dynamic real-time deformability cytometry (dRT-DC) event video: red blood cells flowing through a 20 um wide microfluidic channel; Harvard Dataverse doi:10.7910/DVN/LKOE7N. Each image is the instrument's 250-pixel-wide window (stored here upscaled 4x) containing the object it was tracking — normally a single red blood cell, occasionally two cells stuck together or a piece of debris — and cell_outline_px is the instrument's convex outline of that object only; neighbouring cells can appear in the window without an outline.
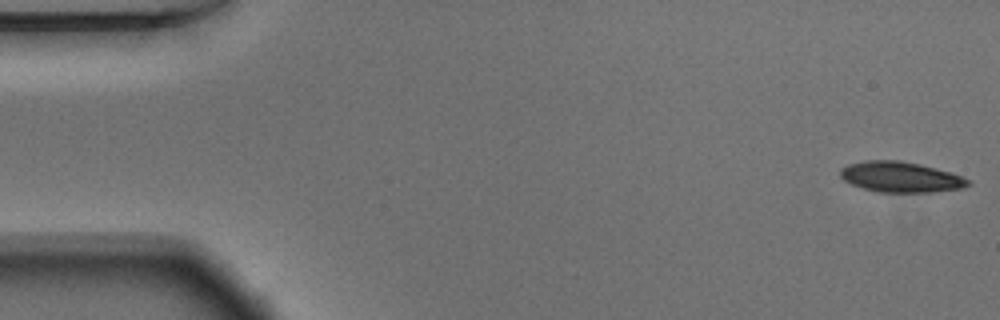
{"species": "Egyptian fruit bat (a non-hibernating species)", "species_latin": "Rousettus aegyptiacus", "temperature_condition": "warm", "stored_images_in_passage": 53, "camera_frame_rate_fps": 3000, "um_per_image_px": 0.085, "animal": {"sex": "male"}, "frame": {"image": 1, "passage_image": 1, "time_ms": 0.0, "image_size_px": [1000, 320], "cell_outline_px": [[972, 184], [964, 188], [932, 192], [880, 192], [864, 188], [852, 184], [844, 180], [840, 176], [840, 168], [848, 164], [864, 160], [900, 160], [920, 164], [952, 172], [972, 180]], "centroid_in_image_um": [76.6, 15.04], "position_along_channel_um": 8.4, "area_um2": 22.95}}
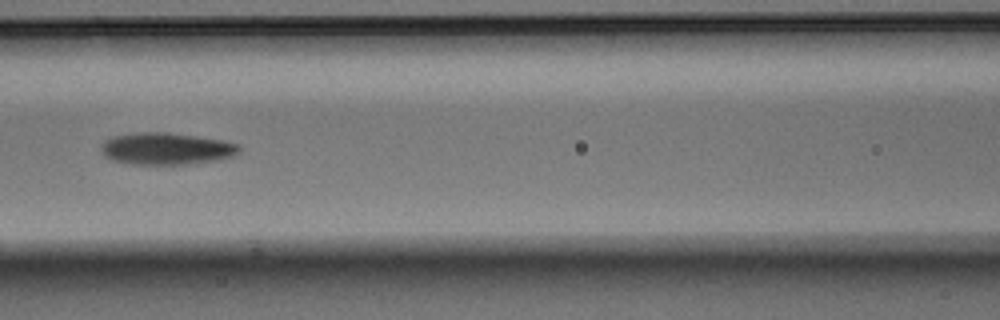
{"frame": {"image": 2, "passage_image": 23, "time_ms": 7.333, "image_size_px": [1000, 320], "cell_outline_px": [[240, 152], [232, 156], [216, 160], [184, 164], [132, 164], [112, 160], [100, 148], [100, 144], [104, 140], [112, 136], [136, 132], [168, 132], [224, 140], [240, 144]], "centroid_in_image_um": [14.15, 12.62], "position_along_channel_um": 152.5, "area_um2": 25.72}}
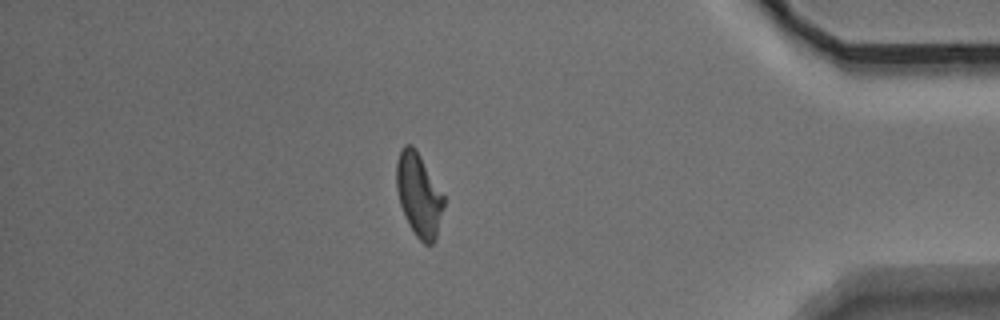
{"frame": {"image": 3, "passage_image": 46, "time_ms": 15.0, "image_size_px": [1000, 320], "cell_outline_px": [[444, 208], [436, 236], [432, 244], [424, 244], [416, 236], [408, 224], [400, 204], [396, 188], [396, 164], [400, 148], [404, 144], [412, 144], [416, 148], [444, 196]], "centroid_in_image_um": [35.58, 16.53], "position_along_channel_um": 399.6, "area_um2": 23.0}, "authors_computed_cell_mechanics": {"area_um2": 23.7558, "velocity_mm_per_s": 3.7287, "shape_relaxation_time_tau1_ms": 4.0307, "shape_relaxation_time_tau2_ms": 5.7173, "deformation_change_tau1": 0.1457, "deformation_change_tau2": 0.1417}}